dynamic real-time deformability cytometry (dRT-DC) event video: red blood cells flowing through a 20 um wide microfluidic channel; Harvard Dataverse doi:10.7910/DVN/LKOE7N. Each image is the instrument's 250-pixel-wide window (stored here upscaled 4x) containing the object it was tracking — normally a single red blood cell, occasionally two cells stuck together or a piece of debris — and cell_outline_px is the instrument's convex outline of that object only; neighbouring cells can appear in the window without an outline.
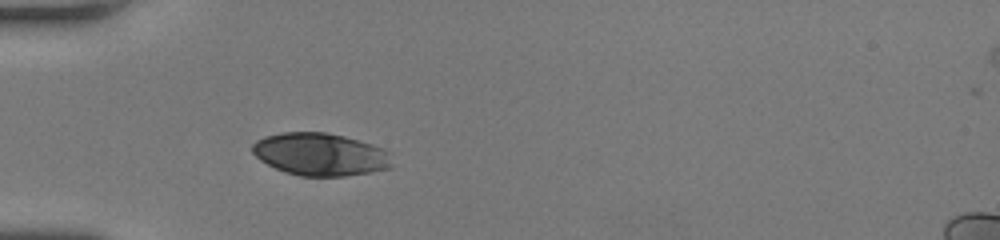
{"species": "human", "species_latin": "Homo sapiens", "temperature_condition": "room temperature", "stored_images_in_passage": 35, "camera_frame_rate_fps": 3000, "um_per_image_px": 0.085, "donor": {"sex": "female"}, "frame": {"image": 1, "passage_image": 1, "time_ms": 0.0, "image_size_px": [1000, 240], "cell_outline_px": [[392, 168], [344, 176], [300, 176], [284, 172], [260, 160], [252, 152], [252, 144], [256, 140], [264, 136], [280, 132], [324, 132], [344, 136], [372, 144], [384, 148], [388, 152], [392, 164]], "centroid_in_image_um": [27.21, 13.11], "position_along_channel_um": 57.8, "area_um2": 34.74}}
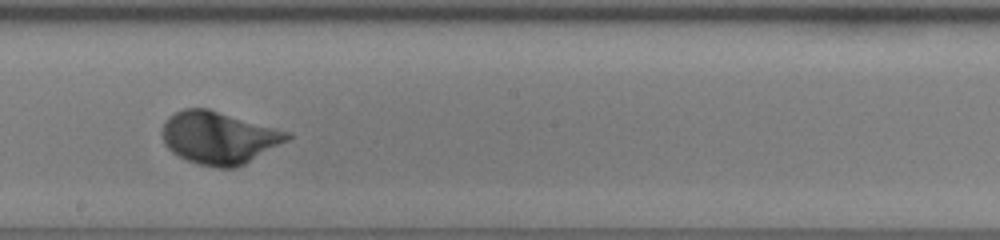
{"frame": {"image": 2, "passage_image": 14, "time_ms": 4.333, "image_size_px": [1000, 240], "cell_outline_px": [[292, 136], [288, 140], [244, 164], [236, 168], [216, 168], [200, 164], [188, 160], [172, 152], [164, 144], [160, 132], [164, 120], [168, 116], [184, 108], [208, 108], [292, 132]], "centroid_in_image_um": [18.59, 11.69], "position_along_channel_um": 229.6, "area_um2": 38.44}}
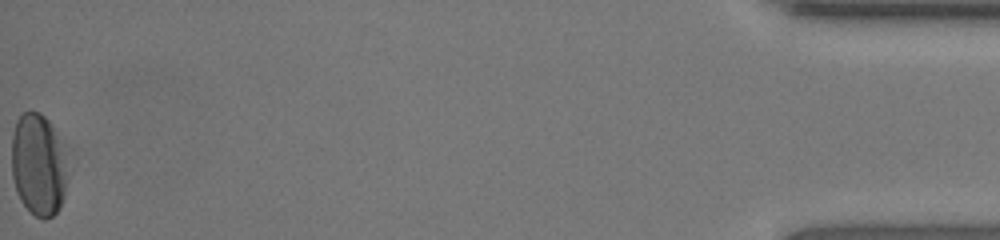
{"frame": {"image": 3, "passage_image": 35, "time_ms": 11.333, "image_size_px": [1000, 240], "cell_outline_px": [[72, 152], [68, 176], [64, 196], [60, 208], [52, 216], [44, 220], [36, 216], [20, 200], [16, 192], [12, 176], [12, 136], [16, 120], [24, 112], [40, 112], [52, 124]], "centroid_in_image_um": [3.36, 13.97], "position_along_channel_um": 431.8, "area_um2": 34.91}, "authors_computed_cell_mechanics": {"area_um2": 36.0672, "velocity_mm_per_s": 4.2081, "shape_relaxation_time_tau1_ms": 1.7875, "shape_relaxation_time_tau2_ms": null, "deformation_change_tau1": 0.1371, "deformation_change_tau2": null}}